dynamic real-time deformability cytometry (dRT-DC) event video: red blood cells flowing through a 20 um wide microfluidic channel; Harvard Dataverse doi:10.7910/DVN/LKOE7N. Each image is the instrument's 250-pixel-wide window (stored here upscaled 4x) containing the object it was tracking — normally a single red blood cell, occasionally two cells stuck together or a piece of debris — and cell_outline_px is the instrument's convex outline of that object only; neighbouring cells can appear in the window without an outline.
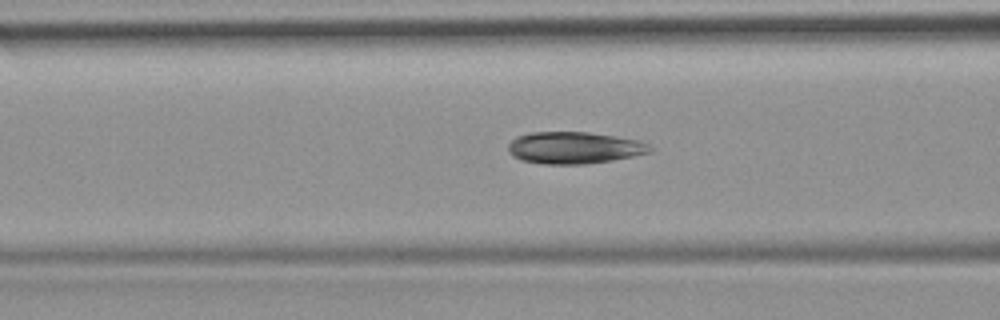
{"species": "common noctule bat (a hibernating species)", "species_latin": "Nyctalus noctula", "temperature_condition": "room temperature", "stored_images_in_passage": 7, "camera_frame_rate_fps": 3000, "um_per_image_px": 0.085, "animal": {"sex": "female", "body_mass_g": 19.9}, "frame": {"image": 1, "passage_image": 6, "time_ms": 6.667, "image_size_px": [1000, 320], "cell_outline_px": [[652, 152], [612, 160], [584, 164], [544, 164], [520, 160], [512, 156], [508, 152], [508, 144], [516, 136], [528, 132], [588, 132], [616, 136], [640, 140], [648, 144], [652, 148]], "centroid_in_image_um": [48.78, 12.55], "position_along_channel_um": 117.8, "area_um2": 26.53}}
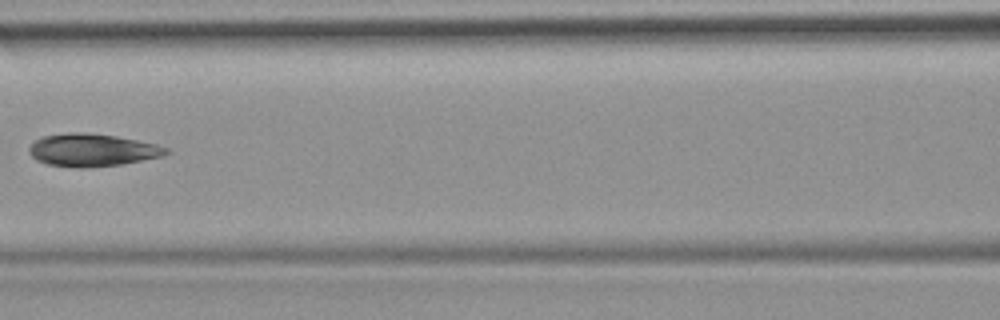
{"frame": {"image": 2, "passage_image": 7, "time_ms": 7.667, "image_size_px": [1000, 320], "cell_outline_px": [[172, 152], [164, 156], [120, 164], [80, 168], [76, 168], [44, 164], [36, 160], [32, 156], [28, 148], [36, 140], [44, 136], [72, 132], [80, 132], [116, 136], [156, 144], [168, 148]], "centroid_in_image_um": [7.85, 12.76], "position_along_channel_um": 158.8, "area_um2": 25.95}}